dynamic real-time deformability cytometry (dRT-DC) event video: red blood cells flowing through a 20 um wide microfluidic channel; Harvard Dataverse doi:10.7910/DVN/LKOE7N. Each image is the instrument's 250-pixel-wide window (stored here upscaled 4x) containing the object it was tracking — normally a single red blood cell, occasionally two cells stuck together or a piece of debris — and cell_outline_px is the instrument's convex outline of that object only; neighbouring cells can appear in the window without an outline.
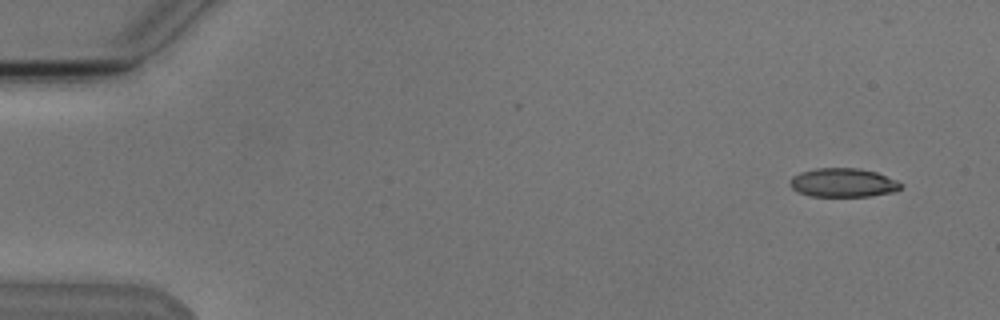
{"species": "Egyptian fruit bat (a non-hibernating species)", "species_latin": "Rousettus aegyptiacus", "temperature_condition": "cold", "stored_images_in_passage": 5, "camera_frame_rate_fps": 3000, "um_per_image_px": 0.085, "animal": {"sex": "male"}, "frame": {"image": 1, "passage_image": 1, "time_ms": 0.0, "image_size_px": [1000, 320], "cell_outline_px": [[904, 184], [896, 192], [868, 196], [812, 196], [800, 192], [792, 188], [788, 184], [792, 176], [800, 172], [816, 168], [860, 168], [876, 172], [896, 180]], "centroid_in_image_um": [71.67, 15.52], "position_along_channel_um": 13.3, "area_um2": 18.67}}
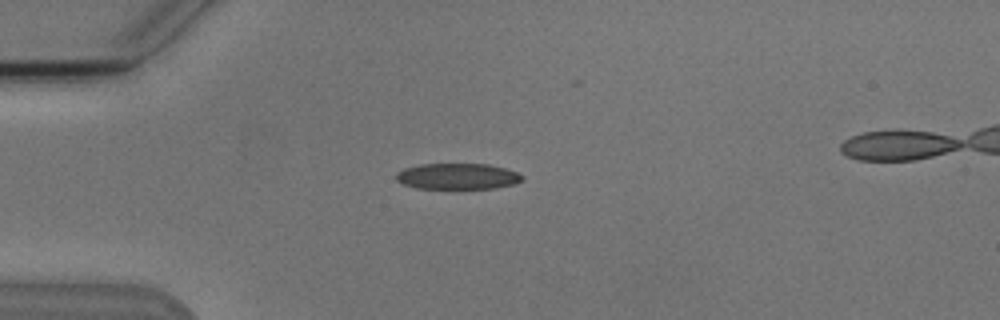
{"frame": {"image": 2, "passage_image": 4, "time_ms": 3.667, "image_size_px": [1000, 320], "cell_outline_px": [[524, 180], [512, 184], [496, 188], [416, 188], [404, 184], [396, 180], [396, 172], [404, 168], [420, 164], [488, 164], [504, 168], [516, 172], [524, 176]], "centroid_in_image_um": [38.88, 14.98], "position_along_channel_um": 46.1, "area_um2": 19.02}}